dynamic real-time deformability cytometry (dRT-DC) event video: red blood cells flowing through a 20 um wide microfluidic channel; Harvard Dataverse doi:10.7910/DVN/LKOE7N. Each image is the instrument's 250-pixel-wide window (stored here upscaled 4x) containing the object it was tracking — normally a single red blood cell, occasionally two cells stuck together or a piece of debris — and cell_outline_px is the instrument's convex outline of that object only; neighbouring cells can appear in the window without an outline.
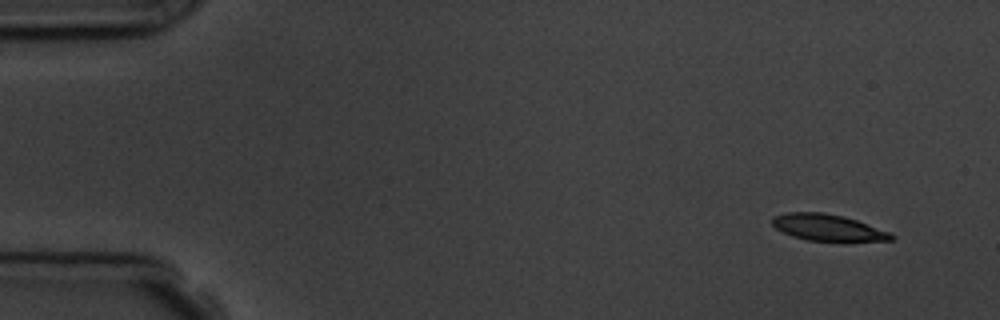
{"species": "common noctule bat (a hibernating species)", "species_latin": "Nyctalus noctula", "temperature_condition": "room temperature", "stored_images_in_passage": 8, "camera_frame_rate_fps": 3000, "um_per_image_px": 0.085, "animal": {"sex": "male", "body_mass_g": 19.5, "forearm_length_mm": 54.6}, "frame": {"image": 1, "passage_image": 1, "time_ms": 0.0, "image_size_px": [1000, 320], "cell_outline_px": [[896, 236], [892, 240], [844, 244], [808, 240], [792, 236], [776, 228], [772, 224], [772, 216], [788, 212], [824, 212], [844, 216], [892, 232]], "centroid_in_image_um": [70.47, 19.39], "position_along_channel_um": 14.5, "area_um2": 19.36}}
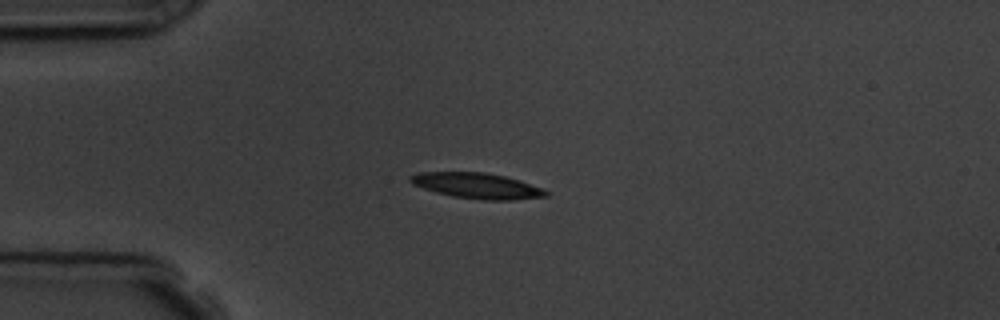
{"frame": {"image": 2, "passage_image": 4, "time_ms": 3.333, "image_size_px": [1000, 320], "cell_outline_px": [[548, 196], [512, 200], [484, 200], [452, 196], [436, 192], [412, 184], [408, 180], [408, 176], [420, 172], [484, 172], [504, 176], [540, 188], [548, 192]], "centroid_in_image_um": [40.48, 15.78], "position_along_channel_um": 44.5, "area_um2": 19.94}}
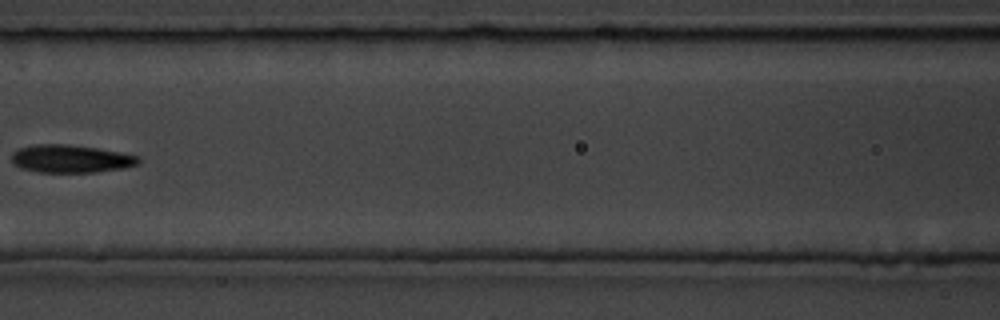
{"frame": {"image": 3, "passage_image": 7, "time_ms": 7.0, "image_size_px": [1000, 320], "cell_outline_px": [[140, 160], [136, 164], [124, 168], [96, 172], [40, 172], [20, 168], [12, 164], [12, 152], [20, 148], [36, 144], [68, 144], [96, 148], [120, 152], [140, 156]], "centroid_in_image_um": [6.0, 13.49], "position_along_channel_um": 160.6, "area_um2": 20.58}}